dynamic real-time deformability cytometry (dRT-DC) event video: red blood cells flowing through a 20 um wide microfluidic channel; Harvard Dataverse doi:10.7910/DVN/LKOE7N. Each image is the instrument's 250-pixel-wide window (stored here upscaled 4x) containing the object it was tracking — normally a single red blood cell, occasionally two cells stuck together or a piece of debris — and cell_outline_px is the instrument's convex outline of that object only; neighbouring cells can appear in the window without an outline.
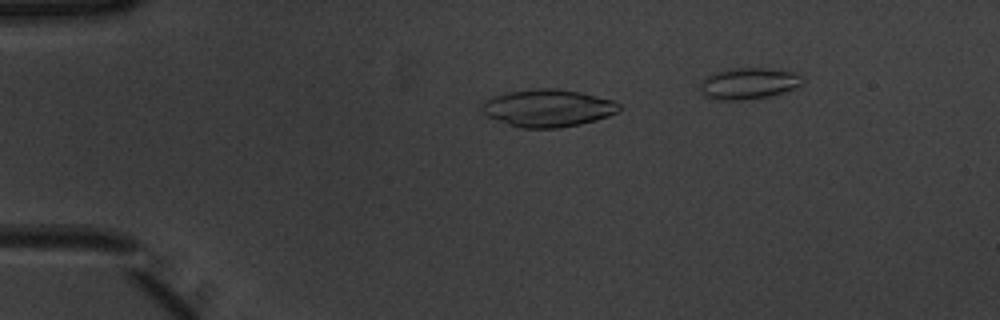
{"species": "common noctule bat (a hibernating species)", "species_latin": "Nyctalus noctula", "temperature_condition": "warm", "stored_images_in_passage": 33, "camera_frame_rate_fps": 3000, "um_per_image_px": 0.085, "animal": {"sex": "male", "body_mass_g": 20.1, "forearm_length_mm": 53.5}, "frame": {"image": 1, "passage_image": 2, "time_ms": 0.333, "image_size_px": [1000, 320], "cell_outline_px": [[620, 108], [616, 112], [608, 116], [596, 120], [580, 124], [556, 128], [520, 128], [508, 124], [488, 116], [480, 108], [480, 104], [496, 96], [508, 92], [536, 88], [556, 88], [580, 92], [612, 100], [620, 104]], "centroid_in_image_um": [46.57, 9.19], "position_along_channel_um": 38.4, "area_um2": 29.65}}
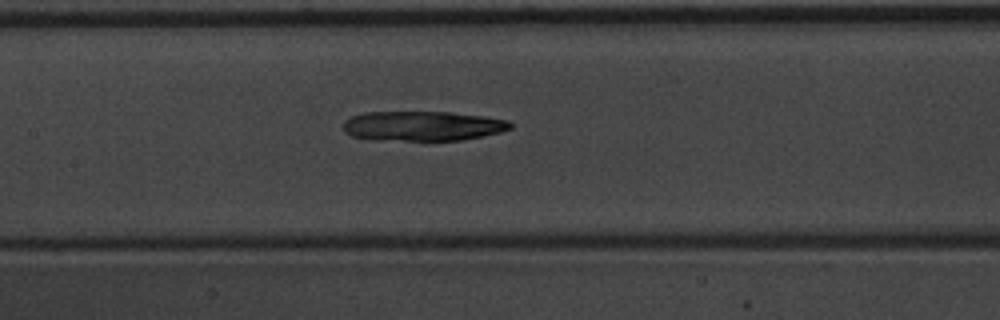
{"frame": {"image": 2, "passage_image": 15, "time_ms": 4.667, "image_size_px": [1000, 320], "cell_outline_px": [[512, 128], [500, 132], [484, 136], [460, 140], [404, 140], [352, 136], [344, 132], [344, 120], [352, 116], [364, 112], [452, 112], [484, 116], [508, 120], [512, 124]], "centroid_in_image_um": [35.98, 10.69], "position_along_channel_um": 171.4, "area_um2": 28.67}}
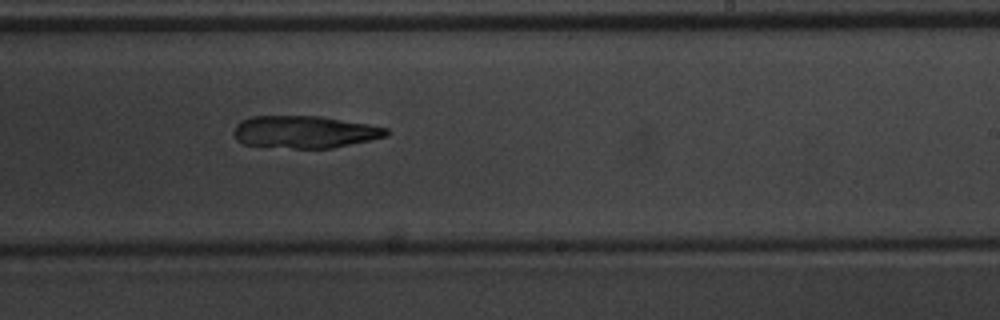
{"frame": {"image": 3, "passage_image": 22, "time_ms": 7.0, "image_size_px": [1000, 320], "cell_outline_px": [[388, 136], [332, 148], [292, 148], [244, 144], [236, 140], [232, 132], [236, 124], [240, 120], [252, 116], [320, 116], [368, 124], [388, 128]], "centroid_in_image_um": [25.86, 11.21], "position_along_channel_um": 263.1, "area_um2": 28.73}}